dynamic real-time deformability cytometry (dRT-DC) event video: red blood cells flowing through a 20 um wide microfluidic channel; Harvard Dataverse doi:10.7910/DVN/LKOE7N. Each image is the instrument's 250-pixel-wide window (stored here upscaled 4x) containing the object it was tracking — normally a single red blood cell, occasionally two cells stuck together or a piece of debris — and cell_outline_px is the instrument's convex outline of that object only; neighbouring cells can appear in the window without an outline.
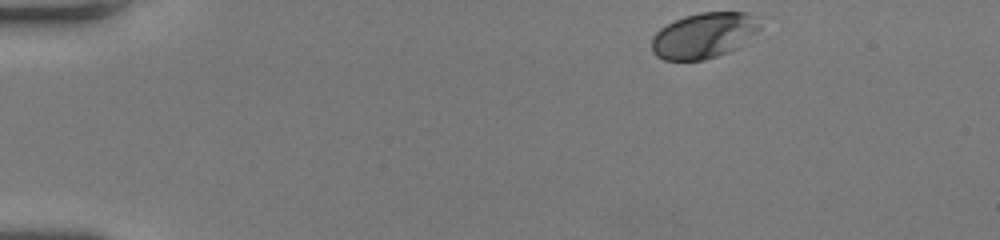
{"species": "human", "species_latin": "Homo sapiens", "temperature_condition": "room temperature", "stored_images_in_passage": 46, "camera_frame_rate_fps": 3000, "um_per_image_px": 0.085, "donor": {"sex": "female"}, "frame": {"image": 1, "passage_image": 1, "time_ms": 0.0, "image_size_px": [1000, 240], "cell_outline_px": [[760, 28], [756, 32], [736, 48], [728, 52], [704, 60], [664, 60], [656, 56], [652, 52], [652, 36], [660, 28], [684, 16], [700, 12], [748, 12]], "centroid_in_image_um": [59.76, 3.02], "position_along_channel_um": 25.2, "area_um2": 28.32}}
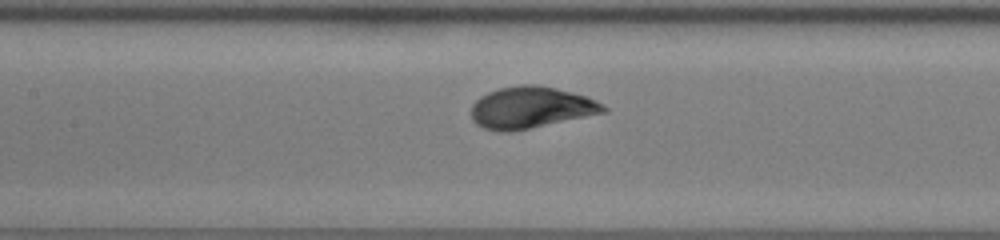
{"frame": {"image": 2, "passage_image": 19, "time_ms": 6.0, "image_size_px": [1000, 240], "cell_outline_px": [[608, 112], [508, 132], [500, 132], [484, 128], [476, 124], [472, 120], [472, 104], [480, 96], [488, 92], [500, 88], [520, 84], [536, 84], [556, 88], [572, 92], [596, 100], [604, 104], [608, 108]], "centroid_in_image_um": [45.13, 9.13], "position_along_channel_um": 162.3, "area_um2": 32.02}}
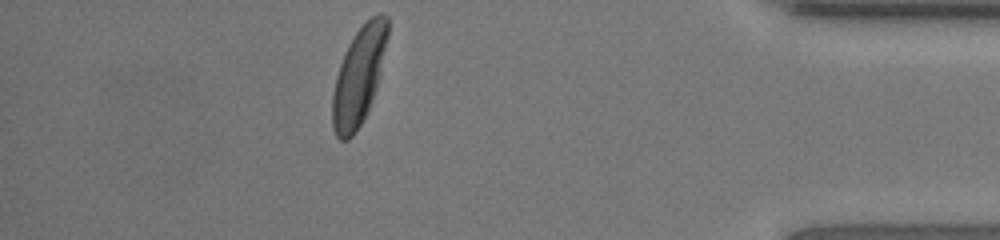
{"frame": {"image": 3, "passage_image": 40, "time_ms": 13.0, "image_size_px": [1000, 240], "cell_outline_px": [[388, 36], [380, 76], [368, 112], [352, 136], [348, 140], [340, 140], [336, 136], [332, 128], [332, 92], [336, 76], [344, 52], [348, 44], [356, 32], [376, 12], [380, 12], [388, 16]], "centroid_in_image_um": [30.5, 6.46], "position_along_channel_um": 404.7, "area_um2": 31.56}, "authors_computed_cell_mechanics": {"area_um2": 31.0964, "velocity_mm_per_s": 4.0136, "shape_relaxation_time_tau1_ms": 2.3154, "shape_relaxation_time_tau2_ms": null, "deformation_change_tau1": 0.1354, "deformation_change_tau2": null}}